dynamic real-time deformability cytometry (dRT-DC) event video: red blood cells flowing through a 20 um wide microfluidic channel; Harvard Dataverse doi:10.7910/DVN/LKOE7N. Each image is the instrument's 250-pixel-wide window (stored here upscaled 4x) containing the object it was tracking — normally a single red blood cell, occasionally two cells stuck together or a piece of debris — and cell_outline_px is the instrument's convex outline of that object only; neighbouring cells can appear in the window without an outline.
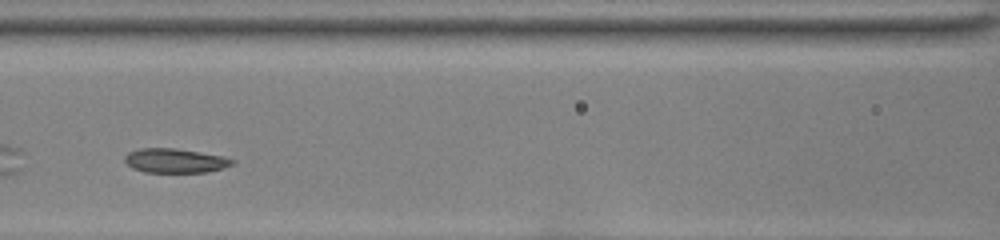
{"species": "common noctule bat (a hibernating species)", "species_latin": "Nyctalus noctula", "temperature_condition": "room temperature", "stored_images_in_passage": 29, "camera_frame_rate_fps": 3000, "um_per_image_px": 0.085, "animal": {"sex": "female", "body_mass_g": 22.0, "forearm_length_mm": 56.7}, "frame": {"image": 1, "passage_image": 9, "time_ms": 2.667, "image_size_px": [1000, 240], "cell_outline_px": [[236, 160], [232, 164], [208, 172], [144, 172], [132, 168], [124, 160], [128, 152], [140, 148], [172, 148], [220, 156]], "centroid_in_image_um": [14.83, 13.66], "position_along_channel_um": 151.8, "area_um2": 14.85}, "authors_computed_cell_mechanics": {"area_um2": 15.3748, "velocity_mm_per_s": 3.956, "shape_relaxation_time_tau1_ms": null, "shape_relaxation_time_tau2_ms": 1.9541, "deformation_change_tau1": null, "deformation_change_tau2": 0.0551}}